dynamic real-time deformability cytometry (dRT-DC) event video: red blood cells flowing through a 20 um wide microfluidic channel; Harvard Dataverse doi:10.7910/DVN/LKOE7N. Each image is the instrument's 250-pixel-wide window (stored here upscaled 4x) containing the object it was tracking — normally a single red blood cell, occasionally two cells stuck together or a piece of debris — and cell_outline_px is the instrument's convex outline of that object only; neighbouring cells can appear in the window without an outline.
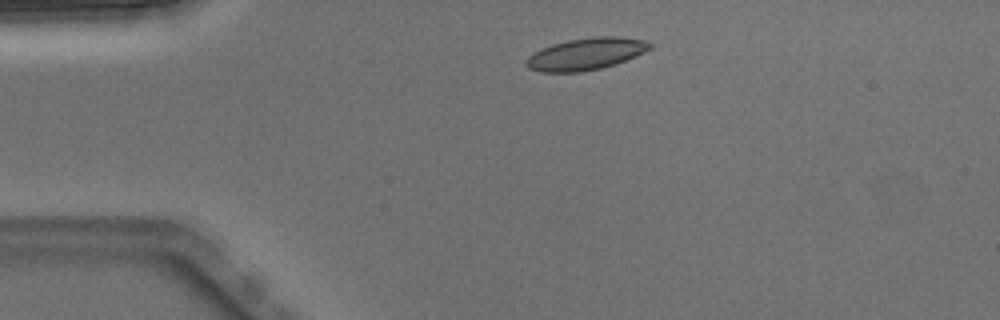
{"species": "Egyptian fruit bat (a non-hibernating species)", "species_latin": "Rousettus aegyptiacus", "temperature_condition": "warm", "stored_images_in_passage": 2, "camera_frame_rate_fps": 3000, "um_per_image_px": 0.085, "animal": {"sex": "male"}, "frame": {"image": 1, "passage_image": 1, "time_ms": 0.0, "image_size_px": [1000, 320], "cell_outline_px": [[652, 48], [644, 52], [624, 60], [600, 68], [580, 72], [540, 72], [528, 68], [528, 56], [552, 44], [568, 40], [592, 36], [620, 36], [644, 40], [652, 44]], "centroid_in_image_um": [49.83, 4.57], "position_along_channel_um": 35.2, "area_um2": 22.66}}